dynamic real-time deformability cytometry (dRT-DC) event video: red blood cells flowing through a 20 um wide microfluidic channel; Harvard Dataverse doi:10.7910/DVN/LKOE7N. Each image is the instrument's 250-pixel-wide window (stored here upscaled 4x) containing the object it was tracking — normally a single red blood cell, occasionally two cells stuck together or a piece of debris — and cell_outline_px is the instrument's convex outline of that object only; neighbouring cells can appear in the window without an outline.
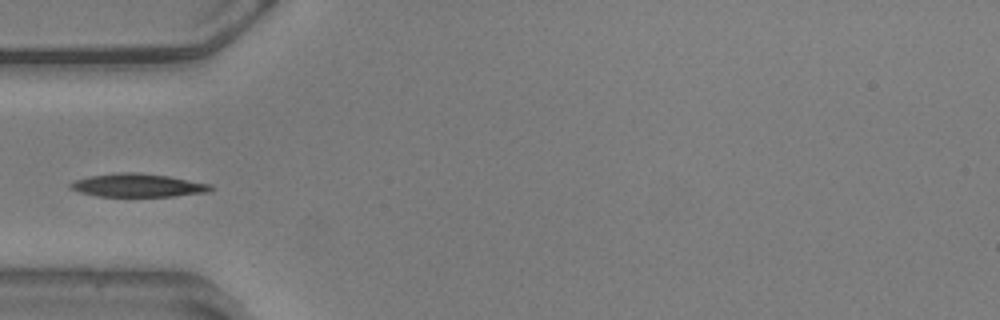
{"species": "common noctule bat (a hibernating species)", "species_latin": "Nyctalus noctula", "temperature_condition": "warm", "stored_images_in_passage": 31, "camera_frame_rate_fps": 3000, "um_per_image_px": 0.085, "animal": {"sex": "male", "body_mass_g": 20.5, "forearm_length_mm": 52.5}, "frame": {"image": 1, "passage_image": 1, "time_ms": 0.0, "image_size_px": [1000, 320], "cell_outline_px": [[216, 188], [208, 192], [172, 196], [96, 196], [80, 192], [68, 188], [68, 184], [76, 180], [88, 176], [116, 172], [140, 172], [168, 176], [212, 184]], "centroid_in_image_um": [11.71, 15.74], "position_along_channel_um": 73.3, "area_um2": 19.19}}
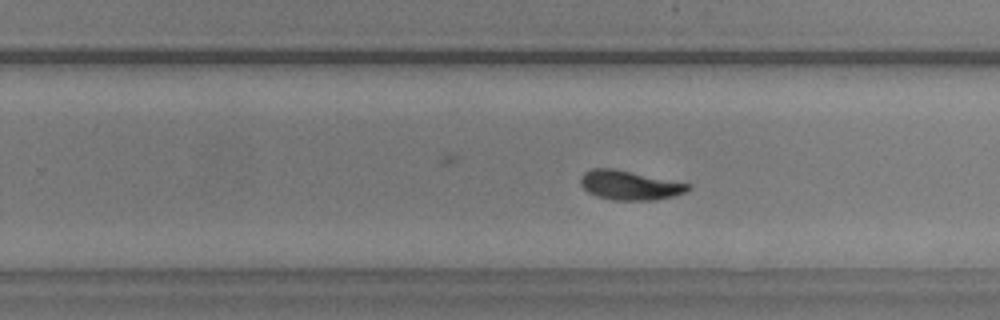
{"frame": {"image": 2, "passage_image": 18, "time_ms": 5.667, "image_size_px": [1000, 320], "cell_outline_px": [[692, 188], [688, 192], [676, 196], [656, 200], [616, 200], [596, 196], [588, 192], [580, 184], [580, 176], [584, 172], [592, 168], [616, 168], [692, 184]], "centroid_in_image_um": [53.57, 15.74], "position_along_channel_um": 276.2, "area_um2": 18.79}}
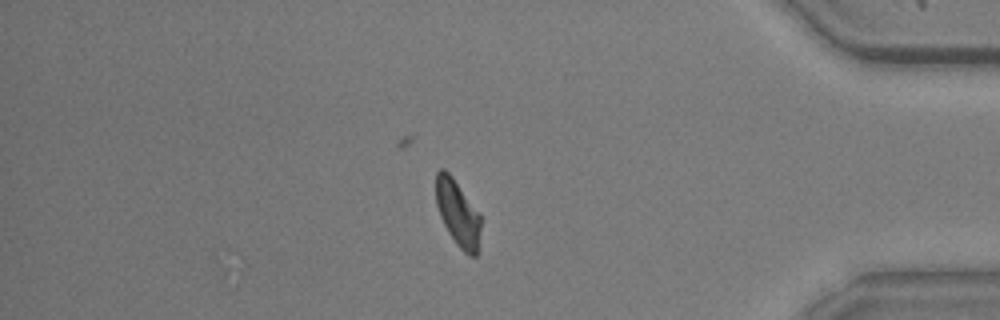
{"frame": {"image": 3, "passage_image": 31, "time_ms": 10.0, "image_size_px": [1000, 320], "cell_outline_px": [[480, 252], [476, 256], [468, 256], [456, 244], [448, 232], [440, 216], [436, 204], [436, 172], [440, 168], [444, 168], [452, 176], [480, 212]], "centroid_in_image_um": [38.94, 18.14], "position_along_channel_um": 396.3, "area_um2": 17.63}}